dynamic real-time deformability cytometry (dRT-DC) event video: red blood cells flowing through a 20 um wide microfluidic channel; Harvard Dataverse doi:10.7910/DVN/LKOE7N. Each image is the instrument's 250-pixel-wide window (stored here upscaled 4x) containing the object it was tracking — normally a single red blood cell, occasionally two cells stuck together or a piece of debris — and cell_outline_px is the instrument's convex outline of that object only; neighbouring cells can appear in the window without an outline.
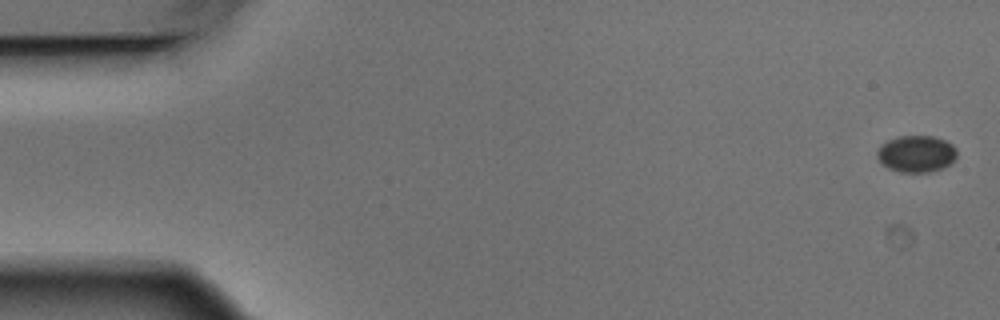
{"species": "Egyptian fruit bat (a non-hibernating species)", "species_latin": "Rousettus aegyptiacus", "temperature_condition": "warm", "stored_images_in_passage": 9, "camera_frame_rate_fps": 3000, "um_per_image_px": 0.085, "animal": {"sex": "male"}, "frame": {"image": 1, "passage_image": 1, "time_ms": 0.0, "image_size_px": [1000, 320], "cell_outline_px": [[956, 156], [948, 164], [940, 168], [928, 172], [900, 172], [888, 168], [876, 156], [876, 152], [880, 144], [888, 140], [900, 136], [936, 136], [952, 144], [956, 148]], "centroid_in_image_um": [77.86, 13.06], "position_along_channel_um": 7.1, "area_um2": 16.94}}
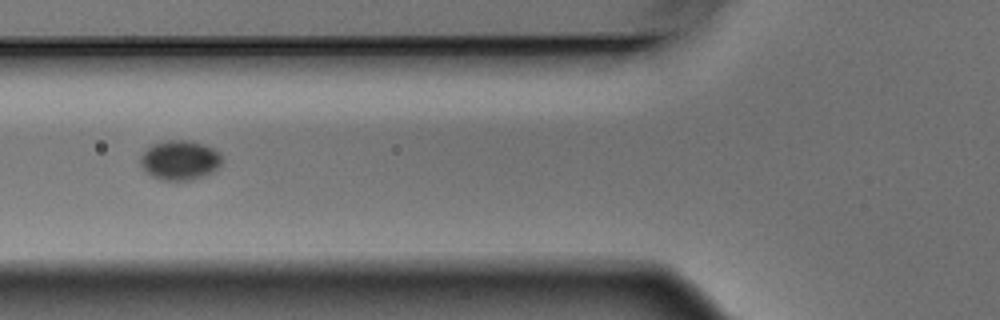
{"frame": {"image": 2, "passage_image": 6, "time_ms": 1.667, "image_size_px": [1000, 320], "cell_outline_px": [[220, 164], [212, 172], [204, 176], [192, 180], [160, 180], [152, 176], [140, 164], [140, 156], [152, 144], [168, 140], [188, 140], [204, 144], [220, 152]], "centroid_in_image_um": [15.28, 13.61], "position_along_channel_um": 110.5, "area_um2": 18.67}}
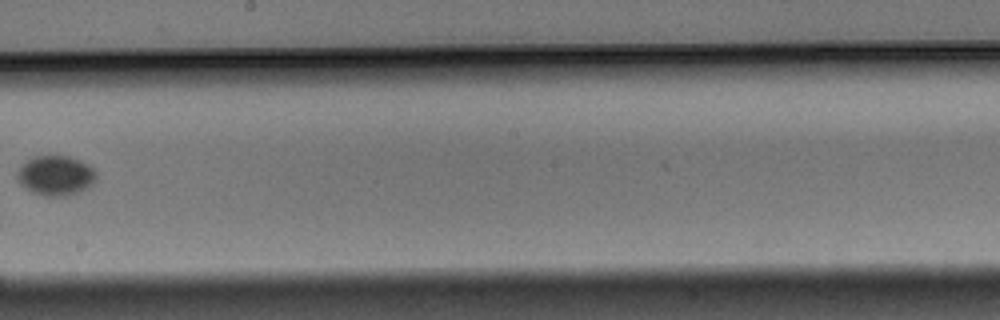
{"frame": {"image": 3, "passage_image": 9, "time_ms": 2.667, "image_size_px": [1000, 320], "cell_outline_px": [[96, 180], [88, 188], [80, 192], [68, 196], [44, 196], [32, 192], [20, 184], [16, 180], [16, 172], [20, 164], [36, 156], [68, 156], [80, 160], [88, 164], [96, 172]], "centroid_in_image_um": [4.72, 14.93], "position_along_channel_um": 243.5, "area_um2": 18.61}}